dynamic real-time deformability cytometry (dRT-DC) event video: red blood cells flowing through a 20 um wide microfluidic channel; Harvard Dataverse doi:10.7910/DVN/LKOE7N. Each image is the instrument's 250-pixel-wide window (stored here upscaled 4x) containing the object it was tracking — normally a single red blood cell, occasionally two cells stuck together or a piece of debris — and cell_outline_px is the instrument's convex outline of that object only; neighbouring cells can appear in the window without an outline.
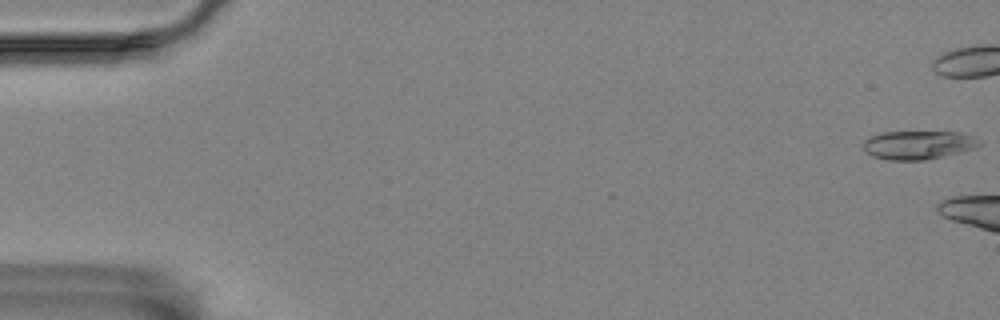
{"species": "Egyptian fruit bat (a non-hibernating species)", "species_latin": "Rousettus aegyptiacus", "temperature_condition": "room temperature", "stored_images_in_passage": 6, "camera_frame_rate_fps": 3000, "um_per_image_px": 0.085, "animal": {"sex": "female"}, "frame": {"image": 1, "passage_image": 1, "time_ms": 0.0, "image_size_px": [1000, 320], "cell_outline_px": [[980, 144], [976, 148], [960, 152], [924, 160], [888, 160], [872, 156], [864, 148], [864, 140], [880, 132], [960, 132], [976, 136], [980, 140]], "centroid_in_image_um": [78.09, 12.31], "position_along_channel_um": 6.9, "area_um2": 19.31}}